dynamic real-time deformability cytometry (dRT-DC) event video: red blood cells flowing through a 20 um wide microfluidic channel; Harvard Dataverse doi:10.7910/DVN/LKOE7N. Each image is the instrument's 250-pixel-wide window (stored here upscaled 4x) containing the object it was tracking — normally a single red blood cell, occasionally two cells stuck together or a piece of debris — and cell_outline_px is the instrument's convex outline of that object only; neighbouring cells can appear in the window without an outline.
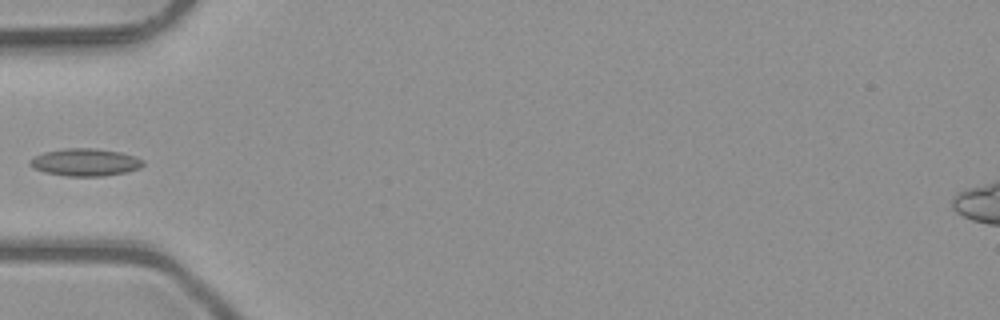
{"species": "common noctule bat (a hibernating species)", "species_latin": "Nyctalus noctula", "temperature_condition": "room temperature", "stored_images_in_passage": 5, "camera_frame_rate_fps": 3000, "um_per_image_px": 0.085, "animal": {"sex": "male", "body_mass_g": 23.1, "forearm_length_mm": 52.7}, "frame": {"image": 1, "passage_image": 5, "time_ms": 1.333, "image_size_px": [1000, 320], "cell_outline_px": [[144, 164], [140, 168], [128, 172], [104, 176], [64, 176], [44, 172], [32, 168], [28, 164], [28, 160], [44, 152], [64, 148], [92, 148], [120, 152], [136, 156], [144, 160]], "centroid_in_image_um": [7.24, 13.8], "position_along_channel_um": 77.8, "area_um2": 18.32}}